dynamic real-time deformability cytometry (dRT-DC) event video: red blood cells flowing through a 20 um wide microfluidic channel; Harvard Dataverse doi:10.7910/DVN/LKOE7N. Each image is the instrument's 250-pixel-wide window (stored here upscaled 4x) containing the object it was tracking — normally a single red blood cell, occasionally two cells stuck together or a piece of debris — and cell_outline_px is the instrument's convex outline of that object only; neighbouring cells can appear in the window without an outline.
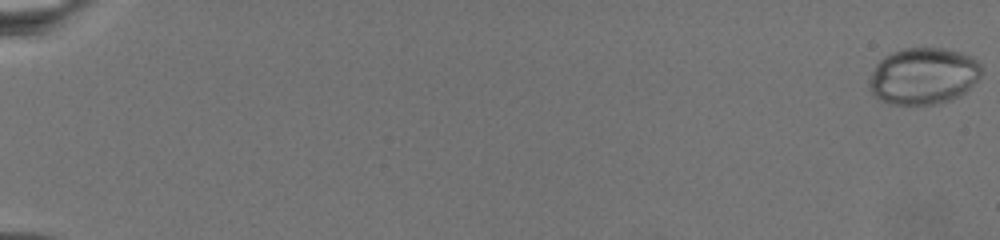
{"species": "common noctule bat (a hibernating species)", "species_latin": "Nyctalus noctula", "temperature_condition": "warm", "stored_images_in_passage": 74, "camera_frame_rate_fps": 3000, "um_per_image_px": 0.085, "animal": {"sex": "female", "body_mass_g": 19.5, "forearm_length_mm": 54.1}, "frame": {"image": 1, "passage_image": 1, "time_ms": 0.0, "image_size_px": [1000, 240], "cell_outline_px": [[980, 76], [960, 96], [952, 100], [936, 104], [888, 104], [880, 100], [868, 88], [868, 84], [872, 72], [876, 64], [884, 56], [892, 52], [904, 48], [944, 48], [960, 52], [976, 60], [980, 64]], "centroid_in_image_um": [78.45, 6.46], "position_along_channel_um": 6.5, "area_um2": 36.93}}
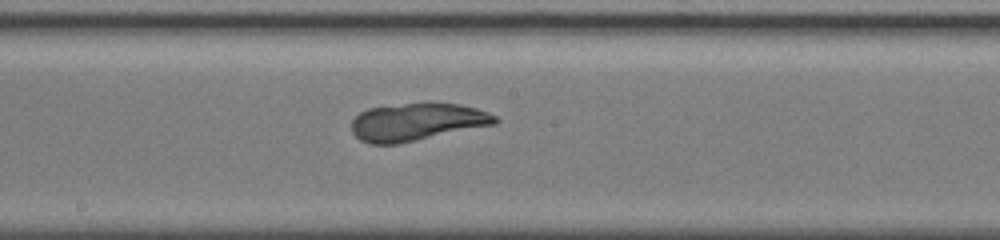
{"frame": {"image": 2, "passage_image": 44, "time_ms": 14.333, "image_size_px": [1000, 240], "cell_outline_px": [[500, 120], [496, 124], [400, 144], [368, 144], [360, 140], [352, 132], [352, 120], [360, 112], [368, 108], [404, 104], [460, 104], [476, 108], [488, 112], [496, 116]], "centroid_in_image_um": [35.44, 10.39], "position_along_channel_um": 212.8, "area_um2": 31.33}}
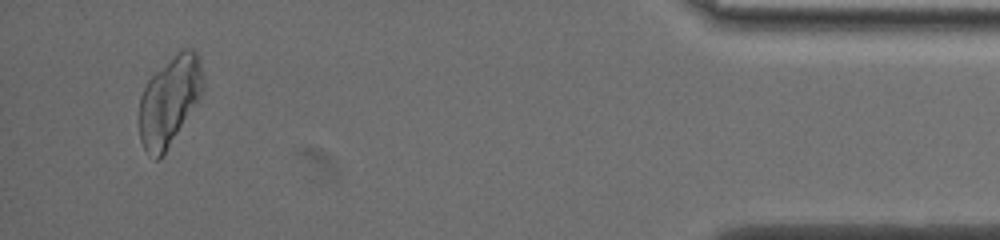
{"frame": {"image": 3, "passage_image": 71, "time_ms": 23.333, "image_size_px": [1000, 240], "cell_outline_px": [[204, 88], [200, 96], [164, 156], [160, 160], [156, 160], [144, 148], [140, 140], [140, 96], [148, 80], [156, 72], [184, 48], [192, 48], [200, 56], [204, 76]], "centroid_in_image_um": [14.43, 8.59], "position_along_channel_um": 420.8, "area_um2": 32.83}}